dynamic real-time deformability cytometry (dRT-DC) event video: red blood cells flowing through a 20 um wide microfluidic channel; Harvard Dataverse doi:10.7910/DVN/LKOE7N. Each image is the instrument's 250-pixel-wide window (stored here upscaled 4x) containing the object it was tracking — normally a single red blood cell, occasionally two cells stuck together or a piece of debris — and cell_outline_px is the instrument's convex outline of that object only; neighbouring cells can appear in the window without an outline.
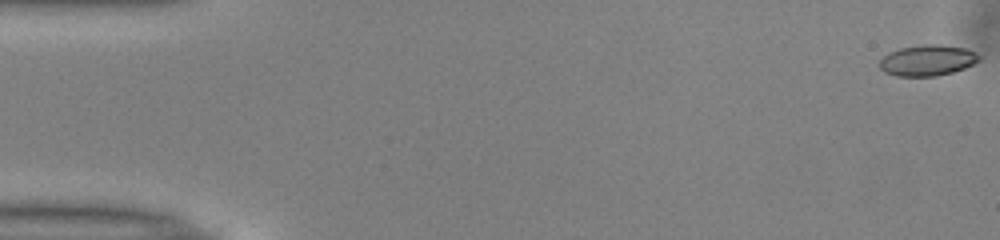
{"species": "common noctule bat (a hibernating species)", "species_latin": "Nyctalus noctula", "temperature_condition": "warm", "stored_images_in_passage": 43, "camera_frame_rate_fps": 3000, "um_per_image_px": 0.085, "animal": {"sex": "male", "body_mass_g": 13.0, "forearm_length_mm": 53.1}, "frame": {"image": 1, "passage_image": 1, "time_ms": 0.0, "image_size_px": [1000, 240], "cell_outline_px": [[980, 60], [964, 68], [952, 72], [936, 76], [896, 76], [884, 72], [880, 68], [880, 60], [888, 52], [900, 48], [924, 44], [940, 44], [964, 48], [976, 52], [980, 56]], "centroid_in_image_um": [78.82, 5.12], "position_along_channel_um": 6.2, "area_um2": 17.92}}
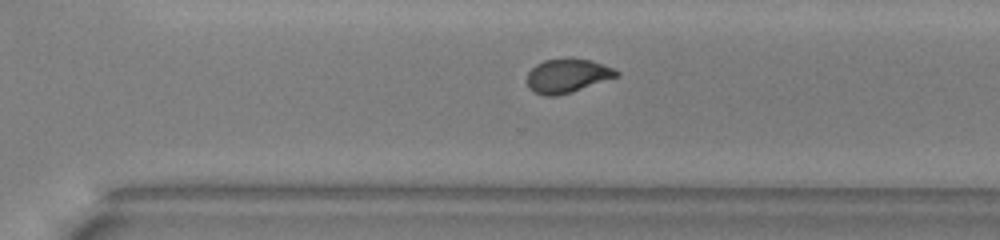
{"frame": {"image": 2, "passage_image": 36, "time_ms": 11.667, "image_size_px": [1000, 240], "cell_outline_px": [[620, 76], [556, 96], [544, 96], [528, 88], [528, 72], [536, 64], [544, 60], [592, 60], [612, 68], [620, 72]], "centroid_in_image_um": [48.22, 6.46], "position_along_channel_um": 322.4, "area_um2": 17.11}}
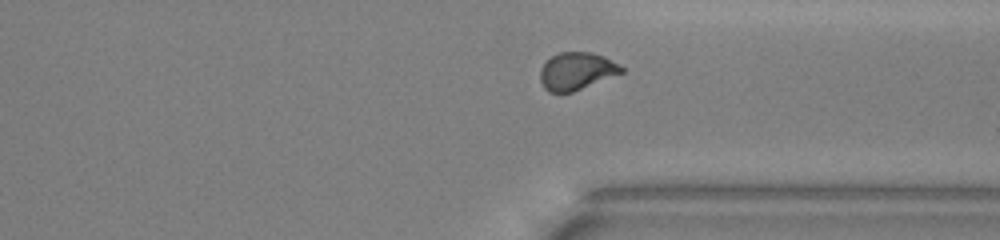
{"frame": {"image": 3, "passage_image": 39, "time_ms": 12.667, "image_size_px": [1000, 240], "cell_outline_px": [[624, 72], [572, 92], [548, 92], [544, 88], [540, 80], [540, 68], [552, 56], [560, 52], [592, 52], [604, 56], [620, 64], [624, 68]], "centroid_in_image_um": [49.02, 6.04], "position_along_channel_um": 362.4, "area_um2": 17.74}, "authors_computed_cell_mechanics": {"area_um2": 18.207, "velocity_mm_per_s": 3.9878, "shape_relaxation_time_tau1_ms": 4.8647, "shape_relaxation_time_tau2_ms": 1.1266, "deformation_change_tau1": 0.1611, "deformation_change_tau2": 0.0581}}